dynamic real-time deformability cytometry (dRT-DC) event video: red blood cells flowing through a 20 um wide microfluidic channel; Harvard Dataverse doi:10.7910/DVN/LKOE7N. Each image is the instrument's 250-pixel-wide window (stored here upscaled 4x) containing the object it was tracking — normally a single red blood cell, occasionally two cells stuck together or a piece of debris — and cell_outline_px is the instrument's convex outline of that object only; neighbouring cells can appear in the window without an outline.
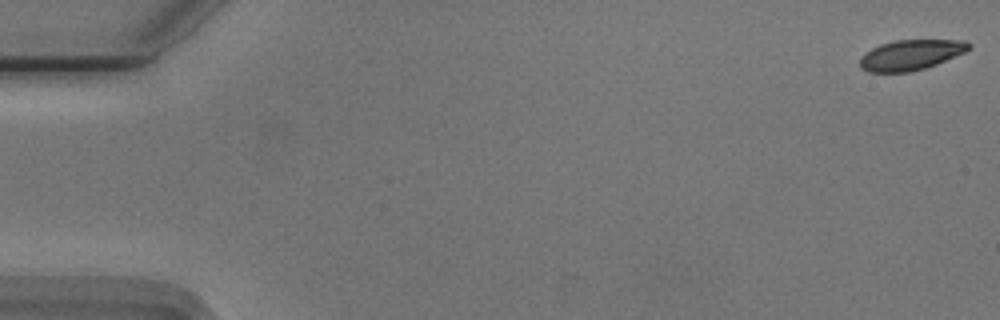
{"species": "Egyptian fruit bat (a non-hibernating species)", "species_latin": "Rousettus aegyptiacus", "temperature_condition": "cold", "stored_images_in_passage": 54, "camera_frame_rate_fps": 3000, "um_per_image_px": 0.085, "animal": {"sex": "male"}, "frame": {"image": 1, "passage_image": 1, "time_ms": 0.0, "image_size_px": [1000, 320], "cell_outline_px": [[972, 48], [964, 52], [936, 64], [924, 68], [908, 72], [868, 72], [860, 68], [860, 60], [872, 48], [880, 44], [896, 40], [964, 40], [972, 44]], "centroid_in_image_um": [77.44, 4.66], "position_along_channel_um": 7.6, "area_um2": 19.02}}
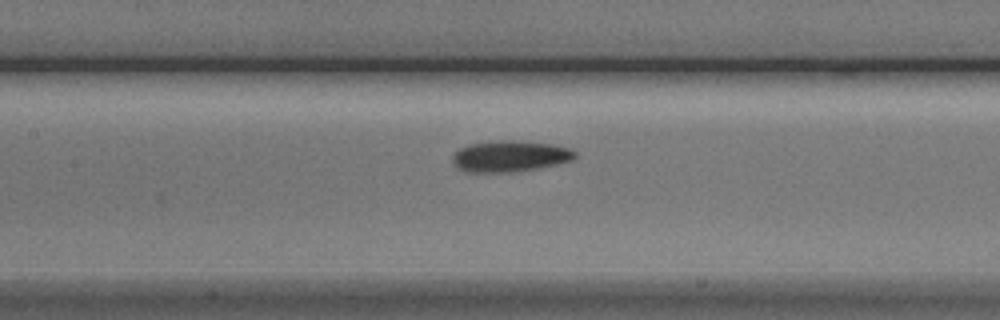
{"frame": {"image": 2, "passage_image": 26, "time_ms": 8.333, "image_size_px": [1000, 320], "cell_outline_px": [[576, 156], [572, 160], [556, 164], [536, 168], [512, 172], [468, 172], [456, 168], [452, 160], [452, 156], [460, 148], [468, 144], [500, 140], [520, 140], [552, 144], [568, 148], [576, 152]], "centroid_in_image_um": [43.32, 13.27], "position_along_channel_um": 164.1, "area_um2": 22.25}}
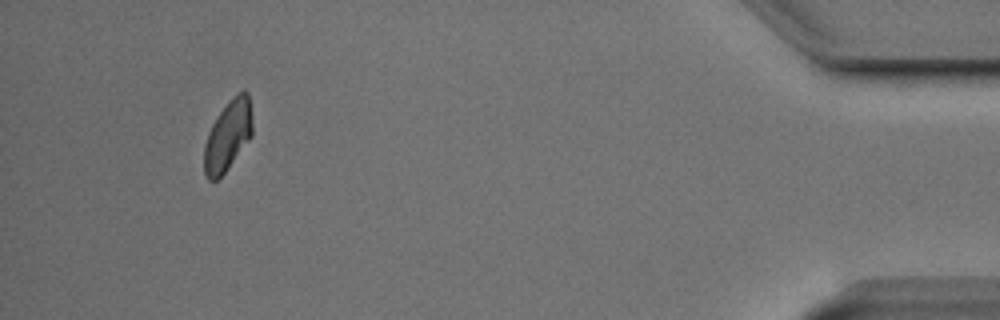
{"frame": {"image": 3, "passage_image": 52, "time_ms": 17.0, "image_size_px": [1000, 320], "cell_outline_px": [[252, 136], [224, 172], [216, 180], [208, 180], [204, 172], [204, 144], [208, 132], [212, 124], [228, 100], [236, 92], [244, 88], [248, 92], [252, 120]], "centroid_in_image_um": [19.37, 11.47], "position_along_channel_um": 415.8, "area_um2": 19.77}}